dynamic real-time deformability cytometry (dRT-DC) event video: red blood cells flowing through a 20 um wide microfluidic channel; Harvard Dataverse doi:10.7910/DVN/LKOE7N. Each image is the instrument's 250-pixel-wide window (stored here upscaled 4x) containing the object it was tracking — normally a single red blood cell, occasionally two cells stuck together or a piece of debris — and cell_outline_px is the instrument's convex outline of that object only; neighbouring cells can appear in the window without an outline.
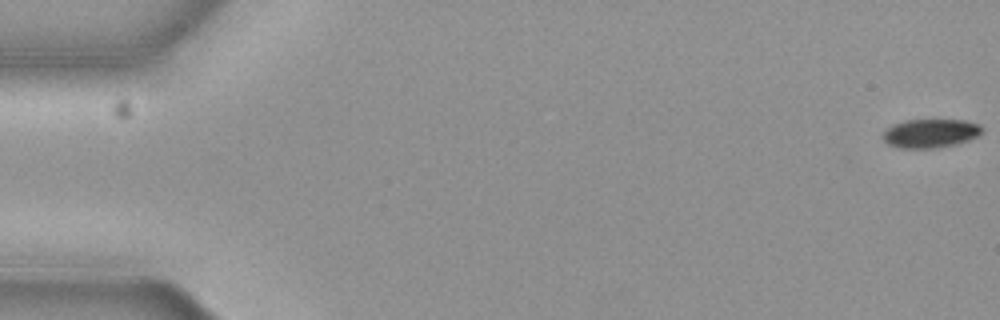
{"species": "common noctule bat (a hibernating species)", "species_latin": "Nyctalus noctula", "temperature_condition": "cold", "stored_images_in_passage": 13, "camera_frame_rate_fps": 3000, "um_per_image_px": 0.085, "animal": {"sex": "female", "body_mass_g": 19.3, "forearm_length_mm": 54.1}, "frame": {"image": 1, "passage_image": 1, "time_ms": 0.0, "image_size_px": [1000, 320], "cell_outline_px": [[984, 128], [976, 136], [968, 140], [956, 144], [936, 148], [900, 148], [888, 144], [884, 140], [884, 132], [892, 124], [908, 120], [964, 120], [980, 124]], "centroid_in_image_um": [79.1, 11.33], "position_along_channel_um": 5.9, "area_um2": 16.47}}